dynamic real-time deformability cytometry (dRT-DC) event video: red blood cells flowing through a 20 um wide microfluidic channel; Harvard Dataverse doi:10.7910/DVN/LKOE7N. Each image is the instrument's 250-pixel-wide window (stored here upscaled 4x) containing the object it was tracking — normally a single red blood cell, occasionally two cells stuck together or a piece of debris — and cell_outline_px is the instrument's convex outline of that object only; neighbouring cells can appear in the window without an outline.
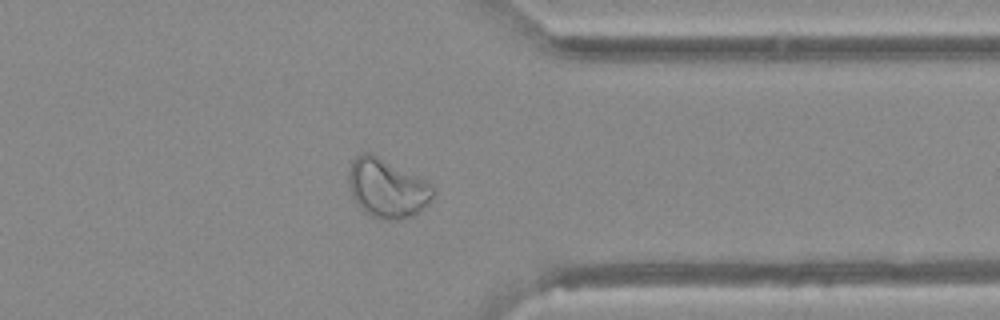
{"species": "Egyptian fruit bat (a non-hibernating species)", "species_latin": "Rousettus aegyptiacus", "temperature_condition": "warm", "stored_images_in_passage": 49, "camera_frame_rate_fps": 3000, "um_per_image_px": 0.085, "animal": {"sex": "female"}, "frame": {"image": 1, "passage_image": 39, "time_ms": 12.667, "image_size_px": [1000, 320], "cell_outline_px": [[436, 192], [428, 204], [424, 208], [412, 216], [400, 220], [384, 220], [372, 216], [364, 212], [356, 204], [352, 196], [348, 184], [348, 172], [352, 160], [360, 152], [372, 152], [416, 176], [428, 184]], "centroid_in_image_um": [32.85, 16.01], "position_along_channel_um": 378.6, "area_um2": 29.07}}
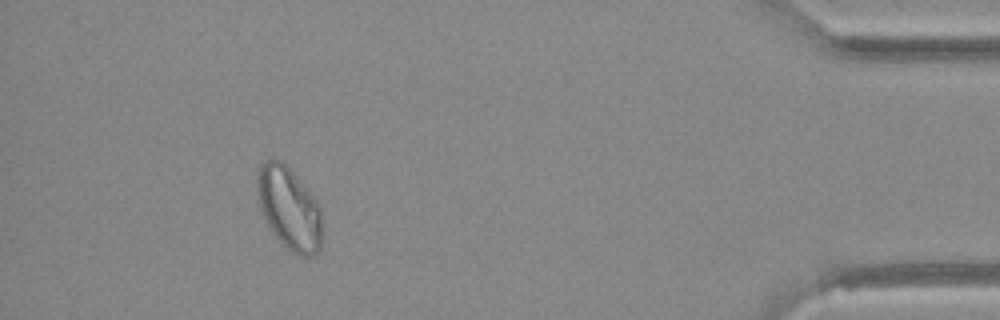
{"frame": {"image": 2, "passage_image": 45, "time_ms": 14.667, "image_size_px": [1000, 320], "cell_outline_px": [[320, 248], [312, 256], [300, 256], [292, 252], [280, 244], [264, 220], [256, 188], [256, 180], [260, 164], [268, 160], [280, 160], [288, 168], [316, 200], [320, 208]], "centroid_in_image_um": [24.54, 17.74], "position_along_channel_um": 410.7, "area_um2": 30.75}}